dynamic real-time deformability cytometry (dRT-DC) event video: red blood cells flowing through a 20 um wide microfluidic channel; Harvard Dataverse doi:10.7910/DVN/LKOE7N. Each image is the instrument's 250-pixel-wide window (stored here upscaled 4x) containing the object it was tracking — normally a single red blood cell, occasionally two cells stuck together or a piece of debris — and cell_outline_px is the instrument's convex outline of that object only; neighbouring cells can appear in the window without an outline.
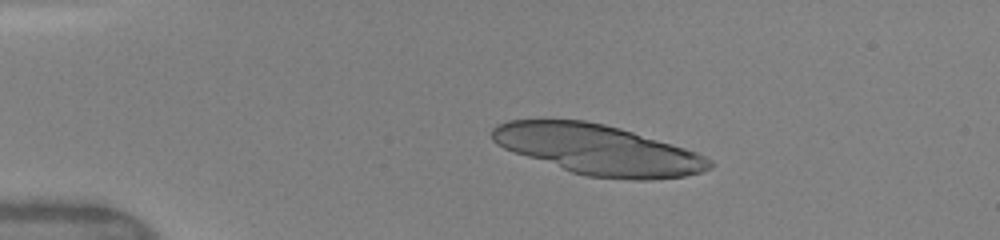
{"species": "human", "species_latin": "Homo sapiens", "temperature_condition": "warm", "stored_images_in_passage": 60, "camera_frame_rate_fps": 3000, "um_per_image_px": 0.085, "donor": {"sex": "female"}, "frame": {"image": 1, "passage_image": 20, "time_ms": 3.0, "image_size_px": [1000, 240], "cell_outline_px": [[716, 164], [712, 168], [700, 172], [684, 176], [648, 180], [632, 180], [588, 176], [572, 172], [504, 148], [496, 144], [492, 140], [492, 128], [496, 124], [508, 120], [584, 120], [604, 124], [620, 128], [684, 148], [696, 152], [712, 160]], "centroid_in_image_um": [50.85, 12.72], "position_along_channel_um": 34.2, "area_um2": 62.77}}